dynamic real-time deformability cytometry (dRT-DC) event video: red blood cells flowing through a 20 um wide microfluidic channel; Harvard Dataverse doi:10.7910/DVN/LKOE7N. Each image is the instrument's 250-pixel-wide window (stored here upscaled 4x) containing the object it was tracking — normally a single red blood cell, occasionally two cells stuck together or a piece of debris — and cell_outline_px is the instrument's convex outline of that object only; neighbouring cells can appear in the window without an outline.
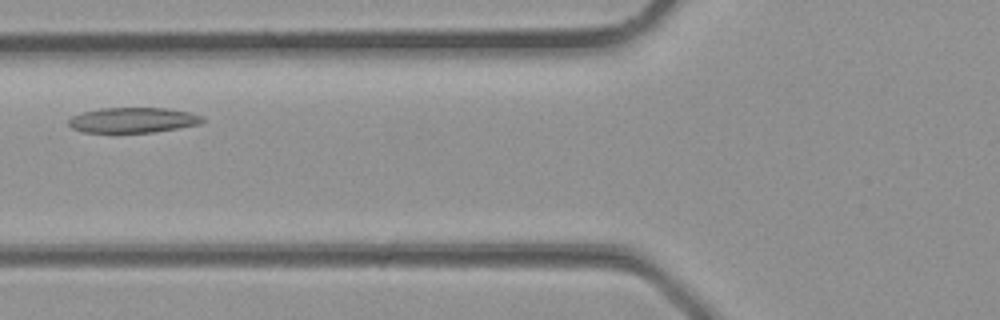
{"species": "common noctule bat (a hibernating species)", "species_latin": "Nyctalus noctula", "temperature_condition": "room temperature", "stored_images_in_passage": 28, "camera_frame_rate_fps": 3000, "um_per_image_px": 0.085, "animal": {"sex": "male", "body_mass_g": 23.1, "forearm_length_mm": 52.7}, "frame": {"image": 1, "passage_image": 7, "time_ms": 2.0, "image_size_px": [1000, 320], "cell_outline_px": [[204, 120], [200, 124], [152, 132], [84, 132], [72, 128], [68, 124], [68, 120], [72, 116], [80, 112], [100, 108], [168, 108], [192, 112], [204, 116]], "centroid_in_image_um": [11.31, 10.19], "position_along_channel_um": 114.5, "area_um2": 19.77}}
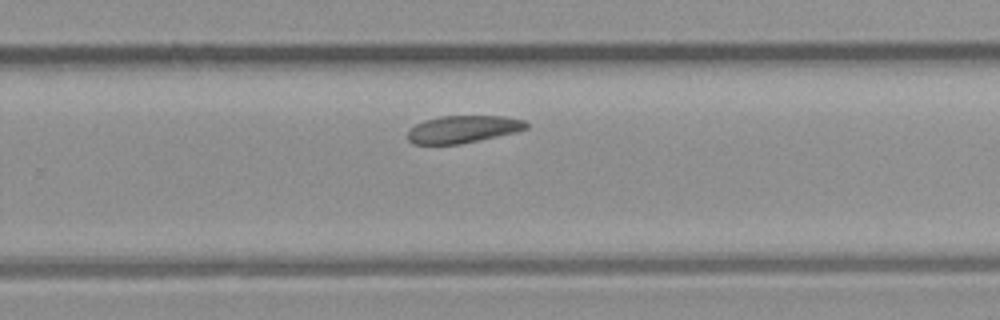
{"frame": {"image": 2, "passage_image": 16, "time_ms": 5.0, "image_size_px": [1000, 320], "cell_outline_px": [[528, 128], [516, 132], [460, 144], [412, 144], [408, 140], [408, 132], [416, 124], [424, 120], [440, 116], [504, 116], [524, 120], [528, 124]], "centroid_in_image_um": [39.36, 10.98], "position_along_channel_um": 290.4, "area_um2": 18.84}}
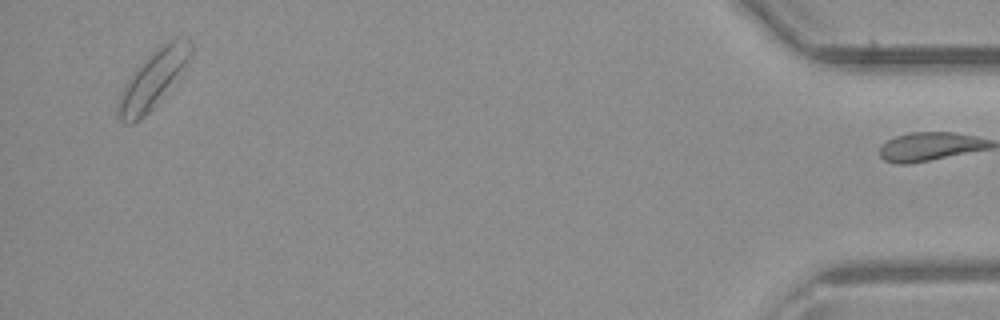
{"frame": {"image": 3, "passage_image": 27, "time_ms": 8.667, "image_size_px": [1000, 320], "cell_outline_px": [[192, 56], [152, 108], [144, 116], [132, 124], [124, 124], [116, 116], [116, 108], [120, 92], [124, 84], [132, 72], [160, 44], [168, 40], [188, 40], [192, 44]], "centroid_in_image_um": [12.92, 6.78], "position_along_channel_um": 422.3, "area_um2": 23.58}}